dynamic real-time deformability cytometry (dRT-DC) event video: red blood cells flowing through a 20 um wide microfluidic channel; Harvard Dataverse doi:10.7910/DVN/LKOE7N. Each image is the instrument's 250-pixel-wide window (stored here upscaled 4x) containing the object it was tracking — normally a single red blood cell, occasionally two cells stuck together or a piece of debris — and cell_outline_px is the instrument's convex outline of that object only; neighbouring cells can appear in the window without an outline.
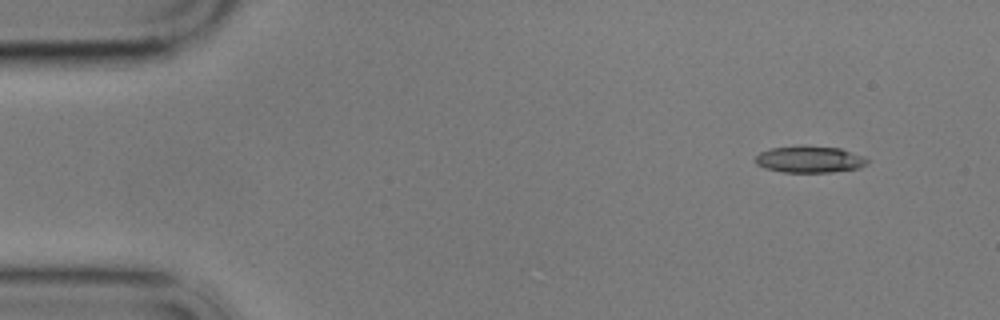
{"species": "common noctule bat (a hibernating species)", "species_latin": "Nyctalus noctula", "temperature_condition": "cold", "stored_images_in_passage": 4, "camera_frame_rate_fps": 3000, "um_per_image_px": 0.085, "animal": {"sex": "male", "body_mass_g": 17.9}, "frame": {"image": 1, "passage_image": 1, "time_ms": 0.0, "image_size_px": [1000, 320], "cell_outline_px": [[868, 164], [860, 168], [832, 172], [784, 172], [764, 168], [756, 164], [756, 156], [760, 152], [772, 148], [804, 144], [840, 148], [864, 156], [868, 160]], "centroid_in_image_um": [68.83, 13.53], "position_along_channel_um": 16.2, "area_um2": 17.69}}